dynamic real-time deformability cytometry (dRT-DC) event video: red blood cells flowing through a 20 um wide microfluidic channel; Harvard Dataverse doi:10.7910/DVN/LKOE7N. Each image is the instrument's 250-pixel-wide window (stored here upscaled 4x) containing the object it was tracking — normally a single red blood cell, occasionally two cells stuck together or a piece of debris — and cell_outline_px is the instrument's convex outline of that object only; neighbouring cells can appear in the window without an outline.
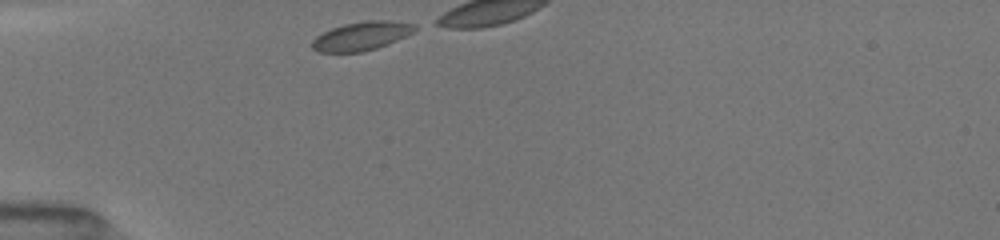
{"species": "common noctule bat (a hibernating species)", "species_latin": "Nyctalus noctula", "temperature_condition": "room temperature", "stored_images_in_passage": 11, "camera_frame_rate_fps": 3000, "um_per_image_px": 0.085, "animal": {"sex": "female", "body_mass_g": 19.5, "forearm_length_mm": 54.1}, "frame": {"image": 1, "passage_image": 1, "time_ms": 0.0, "image_size_px": [1000, 240], "cell_outline_px": [[416, 28], [412, 32], [388, 44], [376, 48], [360, 52], [320, 52], [312, 48], [312, 40], [316, 36], [332, 28], [344, 24], [368, 20], [388, 20], [416, 24]], "centroid_in_image_um": [30.71, 3.06], "position_along_channel_um": 54.3, "area_um2": 16.94}}
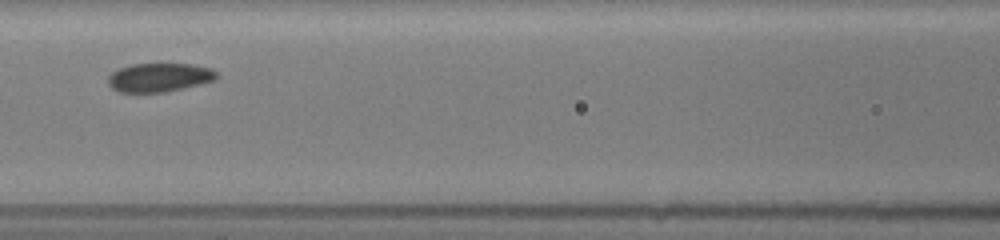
{"frame": {"image": 2, "passage_image": 7, "time_ms": 3.667, "image_size_px": [1000, 240], "cell_outline_px": [[220, 76], [216, 80], [184, 88], [164, 92], [120, 92], [112, 88], [108, 84], [108, 76], [112, 72], [120, 68], [132, 64], [192, 64], [212, 68]], "centroid_in_image_um": [13.57, 6.58], "position_along_channel_um": 153.0, "area_um2": 18.26}}
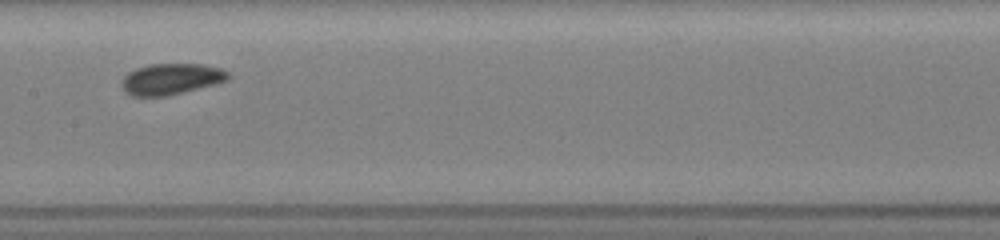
{"frame": {"image": 3, "passage_image": 10, "time_ms": 4.667, "image_size_px": [1000, 240], "cell_outline_px": [[232, 76], [228, 80], [216, 84], [168, 96], [132, 96], [124, 92], [120, 84], [120, 80], [128, 72], [136, 68], [148, 64], [204, 64], [220, 68], [228, 72]], "centroid_in_image_um": [14.53, 6.72], "position_along_channel_um": 192.9, "area_um2": 19.65}}